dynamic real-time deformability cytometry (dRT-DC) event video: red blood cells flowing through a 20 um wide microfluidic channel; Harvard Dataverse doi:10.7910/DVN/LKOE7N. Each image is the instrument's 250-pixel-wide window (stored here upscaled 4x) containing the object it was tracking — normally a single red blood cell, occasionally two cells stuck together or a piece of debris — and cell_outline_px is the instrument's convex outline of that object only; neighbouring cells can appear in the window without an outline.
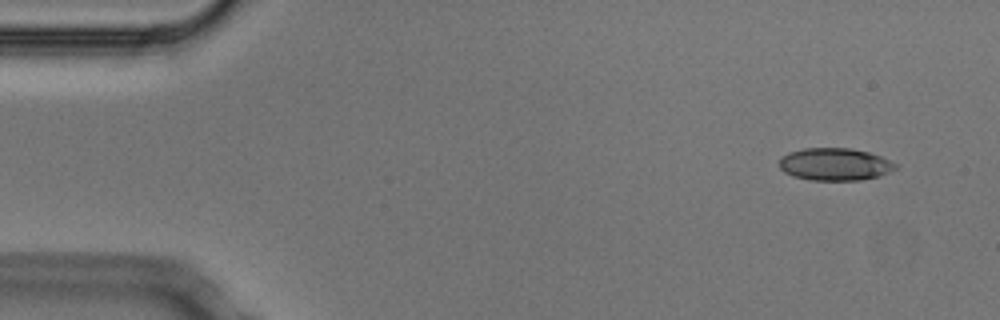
{"species": "Egyptian fruit bat (a non-hibernating species)", "species_latin": "Rousettus aegyptiacus", "temperature_condition": "cold", "stored_images_in_passage": 4, "camera_frame_rate_fps": 3000, "um_per_image_px": 0.085, "animal": {"sex": "male"}, "frame": {"image": 1, "passage_image": 1, "time_ms": 0.0, "image_size_px": [1000, 320], "cell_outline_px": [[900, 164], [896, 168], [880, 176], [860, 180], [812, 180], [792, 176], [784, 172], [780, 168], [780, 160], [788, 152], [804, 148], [848, 148], [868, 152], [880, 156]], "centroid_in_image_um": [70.98, 13.96], "position_along_channel_um": 14.0, "area_um2": 21.96}}
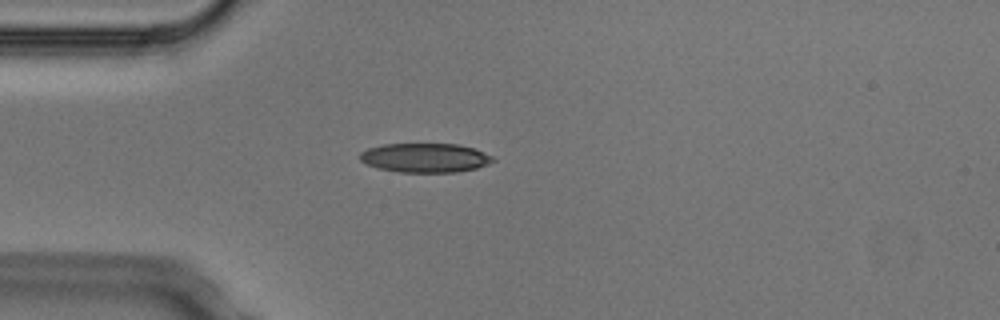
{"frame": {"image": 2, "passage_image": 3, "time_ms": 0.667, "image_size_px": [1000, 320], "cell_outline_px": [[496, 160], [488, 164], [476, 168], [456, 172], [400, 172], [376, 168], [360, 160], [360, 152], [368, 148], [384, 144], [460, 144], [484, 152], [492, 156]], "centroid_in_image_um": [36.13, 13.41], "position_along_channel_um": 48.9, "area_um2": 22.6}}